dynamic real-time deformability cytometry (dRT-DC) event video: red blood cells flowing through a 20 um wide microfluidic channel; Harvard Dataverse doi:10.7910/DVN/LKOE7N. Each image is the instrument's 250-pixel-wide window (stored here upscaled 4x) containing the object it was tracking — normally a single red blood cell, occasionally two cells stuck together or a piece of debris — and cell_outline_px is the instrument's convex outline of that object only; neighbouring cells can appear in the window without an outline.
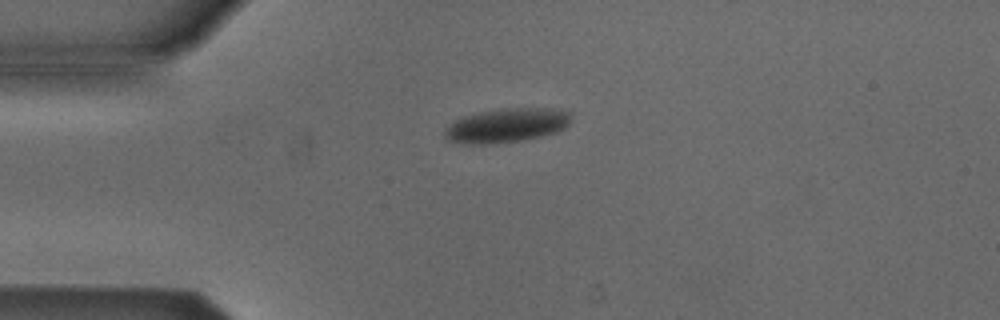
{"species": "Egyptian fruit bat (a non-hibernating species)", "species_latin": "Rousettus aegyptiacus", "temperature_condition": "cold", "stored_images_in_passage": 5, "camera_frame_rate_fps": 3000, "um_per_image_px": 0.085, "animal": {"sex": "male"}, "frame": {"image": 1, "passage_image": 1, "time_ms": 0.0, "image_size_px": [1000, 320], "cell_outline_px": [[572, 120], [564, 128], [556, 132], [540, 136], [520, 140], [484, 144], [464, 144], [448, 140], [444, 136], [444, 128], [448, 124], [464, 116], [480, 112], [500, 108], [560, 108], [572, 112]], "centroid_in_image_um": [43.08, 10.64], "position_along_channel_um": 41.9, "area_um2": 25.32}}
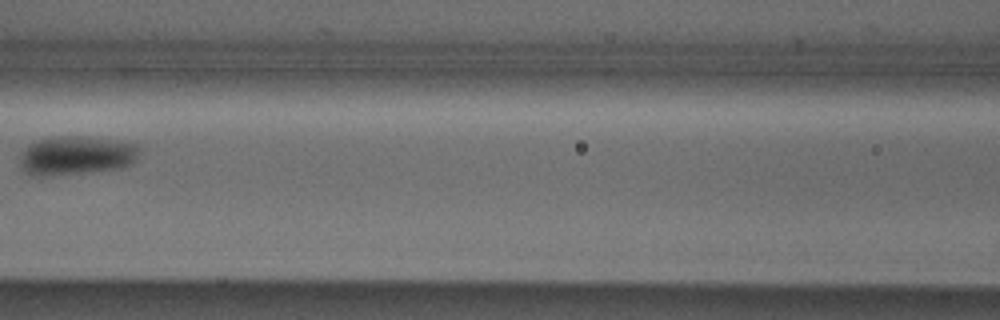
{"frame": {"image": 2, "passage_image": 4, "time_ms": 3.667, "image_size_px": [1000, 320], "cell_outline_px": [[140, 152], [136, 160], [132, 164], [120, 168], [48, 176], [32, 176], [24, 172], [20, 164], [20, 152], [36, 140], [60, 136], [76, 136], [112, 140], [136, 144], [140, 148]], "centroid_in_image_um": [6.46, 13.23], "position_along_channel_um": 160.1, "area_um2": 27.05}}
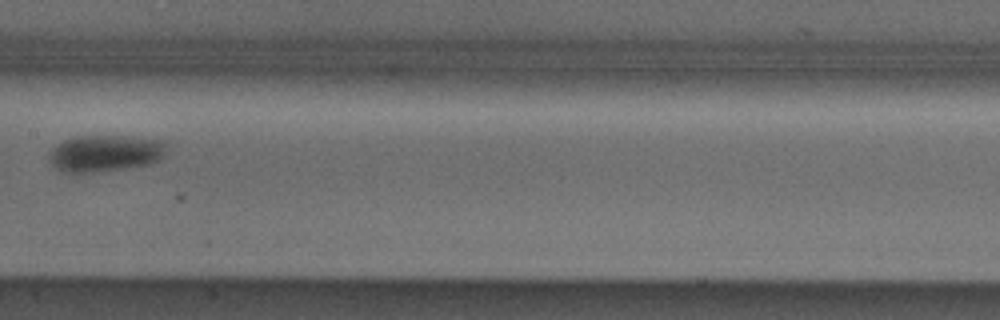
{"frame": {"image": 3, "passage_image": 5, "time_ms": 4.667, "image_size_px": [1000, 320], "cell_outline_px": [[168, 140], [164, 152], [160, 160], [148, 164], [92, 172], [60, 172], [48, 160], [48, 152], [56, 144], [72, 136], [124, 136]], "centroid_in_image_um": [8.9, 13.0], "position_along_channel_um": 198.5, "area_um2": 25.2}}